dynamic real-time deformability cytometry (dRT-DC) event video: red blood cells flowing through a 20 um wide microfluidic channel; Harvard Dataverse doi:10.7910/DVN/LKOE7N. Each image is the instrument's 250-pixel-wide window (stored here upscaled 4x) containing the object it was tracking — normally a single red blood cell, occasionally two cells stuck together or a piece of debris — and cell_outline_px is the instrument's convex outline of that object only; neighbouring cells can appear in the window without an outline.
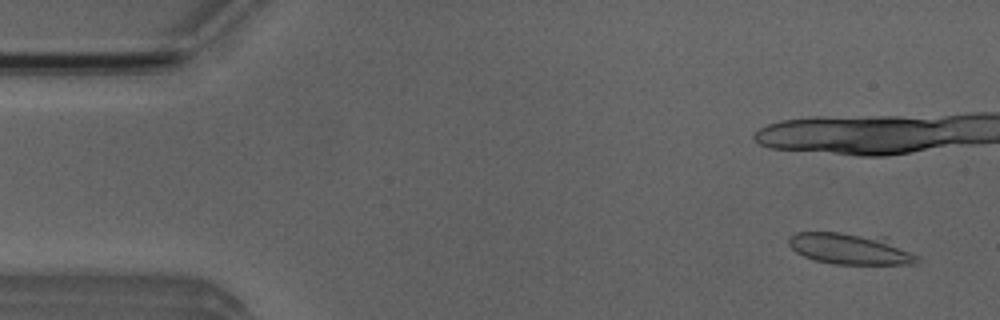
{"species": "Egyptian fruit bat (a non-hibernating species)", "species_latin": "Rousettus aegyptiacus", "temperature_condition": "room temperature", "stored_images_in_passage": 15, "camera_frame_rate_fps": 3000, "um_per_image_px": 0.085, "animal": {"sex": "male"}, "frame": {"image": 1, "passage_image": 1, "time_ms": 0.0, "image_size_px": [1000, 320], "cell_outline_px": [[920, 264], [832, 264], [816, 260], [804, 256], [796, 252], [788, 244], [788, 236], [796, 232], [840, 232], [888, 236], [920, 256]], "centroid_in_image_um": [72.38, 21.13], "position_along_channel_um": 12.6, "area_um2": 24.22}}